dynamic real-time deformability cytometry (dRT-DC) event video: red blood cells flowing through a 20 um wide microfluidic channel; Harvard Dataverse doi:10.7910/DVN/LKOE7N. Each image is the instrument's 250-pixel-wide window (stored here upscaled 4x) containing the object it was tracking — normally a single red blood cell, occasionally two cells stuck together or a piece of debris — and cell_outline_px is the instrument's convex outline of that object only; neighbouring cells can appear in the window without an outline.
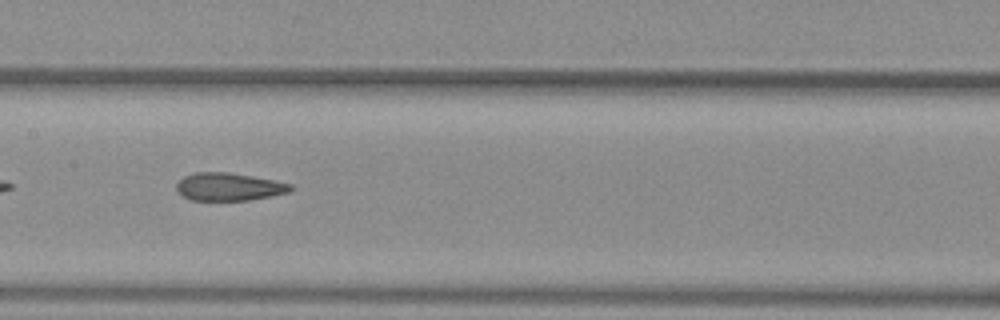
{"species": "common noctule bat (a hibernating species)", "species_latin": "Nyctalus noctula", "temperature_condition": "warm", "stored_images_in_passage": 36, "camera_frame_rate_fps": 3000, "um_per_image_px": 0.085, "animal": {"sex": "female", "body_mass_g": 29.2, "forearm_length_mm": 56.3}, "frame": {"image": 1, "passage_image": 11, "time_ms": 3.333, "image_size_px": [1000, 320], "cell_outline_px": [[292, 188], [288, 192], [272, 196], [248, 200], [192, 200], [184, 196], [176, 188], [176, 184], [184, 176], [196, 172], [228, 172], [252, 176], [292, 184]], "centroid_in_image_um": [19.45, 15.87], "position_along_channel_um": 187.9, "area_um2": 18.26}, "authors_computed_cell_mechanics": {"area_um2": 19.3341, "velocity_mm_per_s": 3.9952, "shape_relaxation_time_tau1_ms": null, "shape_relaxation_time_tau2_ms": 2.4353, "deformation_change_tau1": null, "deformation_change_tau2": 0.1173}}